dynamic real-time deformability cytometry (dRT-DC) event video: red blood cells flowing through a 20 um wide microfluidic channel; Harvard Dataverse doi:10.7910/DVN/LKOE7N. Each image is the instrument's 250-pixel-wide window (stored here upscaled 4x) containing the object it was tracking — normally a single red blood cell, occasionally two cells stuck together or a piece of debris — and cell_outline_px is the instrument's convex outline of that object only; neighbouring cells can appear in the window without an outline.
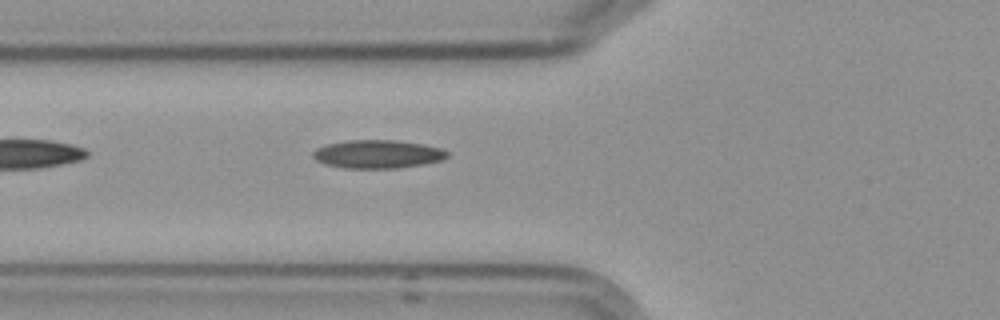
{"species": "Egyptian fruit bat (a non-hibernating species)", "species_latin": "Rousettus aegyptiacus", "temperature_condition": "cold", "stored_images_in_passage": 6, "camera_frame_rate_fps": 3000, "um_per_image_px": 0.085, "frame": {"image": 1, "passage_image": 6, "time_ms": 6.667, "image_size_px": [1000, 320], "cell_outline_px": [[448, 156], [440, 160], [424, 164], [396, 168], [348, 168], [324, 164], [316, 160], [312, 156], [312, 152], [316, 148], [328, 144], [348, 140], [396, 140], [424, 144], [440, 148], [448, 152]], "centroid_in_image_um": [32.08, 13.09], "position_along_channel_um": 93.7, "area_um2": 22.08}}